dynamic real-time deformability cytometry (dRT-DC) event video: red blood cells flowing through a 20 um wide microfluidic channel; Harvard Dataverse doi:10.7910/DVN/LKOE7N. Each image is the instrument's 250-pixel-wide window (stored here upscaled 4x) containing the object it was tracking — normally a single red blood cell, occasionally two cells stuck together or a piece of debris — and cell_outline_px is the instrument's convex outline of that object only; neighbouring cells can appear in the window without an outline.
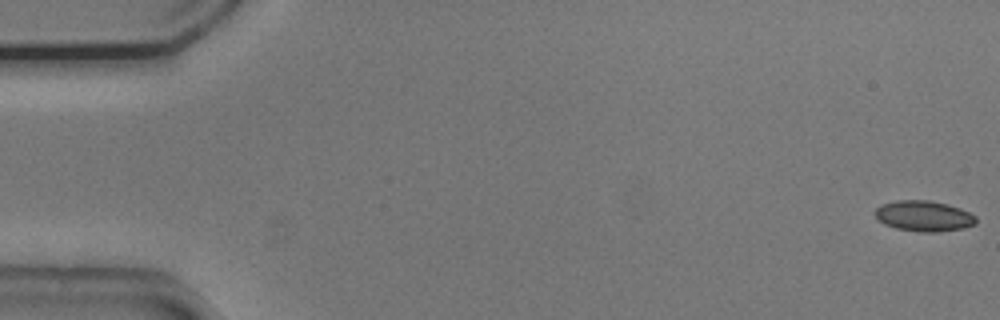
{"species": "common noctule bat (a hibernating species)", "species_latin": "Nyctalus noctula", "temperature_condition": "cold", "stored_images_in_passage": 54, "camera_frame_rate_fps": 3000, "um_per_image_px": 0.085, "animal": {"sex": "male", "body_mass_g": 20.5, "forearm_length_mm": 52.5}, "frame": {"image": 1, "passage_image": 1, "time_ms": 0.0, "image_size_px": [1000, 320], "cell_outline_px": [[976, 224], [964, 228], [936, 232], [920, 232], [896, 228], [884, 224], [876, 220], [876, 208], [880, 204], [896, 200], [928, 200], [948, 204], [960, 208], [976, 216]], "centroid_in_image_um": [78.51, 18.36], "position_along_channel_um": 6.5, "area_um2": 18.15}}
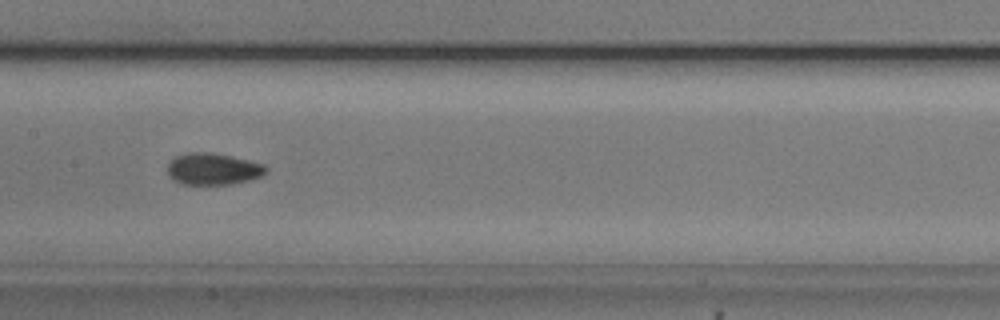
{"frame": {"image": 2, "passage_image": 27, "time_ms": 8.667, "image_size_px": [1000, 320], "cell_outline_px": [[268, 172], [260, 176], [248, 180], [232, 184], [180, 184], [172, 180], [168, 176], [168, 164], [176, 156], [188, 152], [208, 152], [232, 156], [264, 164], [268, 168]], "centroid_in_image_um": [18.1, 14.36], "position_along_channel_um": 189.3, "area_um2": 18.26}}
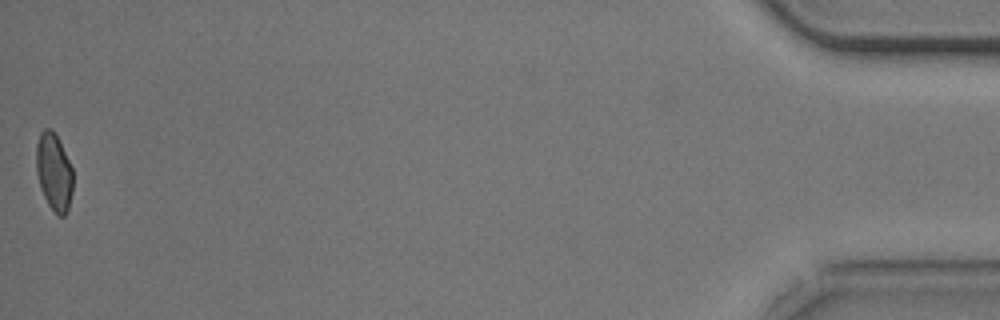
{"frame": {"image": 3, "passage_image": 54, "time_ms": 17.667, "image_size_px": [1000, 320], "cell_outline_px": [[72, 192], [68, 208], [64, 216], [60, 216], [48, 204], [44, 196], [36, 172], [36, 144], [40, 132], [44, 128], [52, 128], [72, 168]], "centroid_in_image_um": [4.57, 14.58], "position_along_channel_um": 430.6, "area_um2": 16.24}, "authors_computed_cell_mechanics": {"area_um2": 17.5423, "velocity_mm_per_s": 3.7655, "shape_relaxation_time_tau1_ms": 11.3026, "shape_relaxation_time_tau2_ms": 2.3469, "deformation_change_tau1": 0.1694, "deformation_change_tau2": 0.065}}